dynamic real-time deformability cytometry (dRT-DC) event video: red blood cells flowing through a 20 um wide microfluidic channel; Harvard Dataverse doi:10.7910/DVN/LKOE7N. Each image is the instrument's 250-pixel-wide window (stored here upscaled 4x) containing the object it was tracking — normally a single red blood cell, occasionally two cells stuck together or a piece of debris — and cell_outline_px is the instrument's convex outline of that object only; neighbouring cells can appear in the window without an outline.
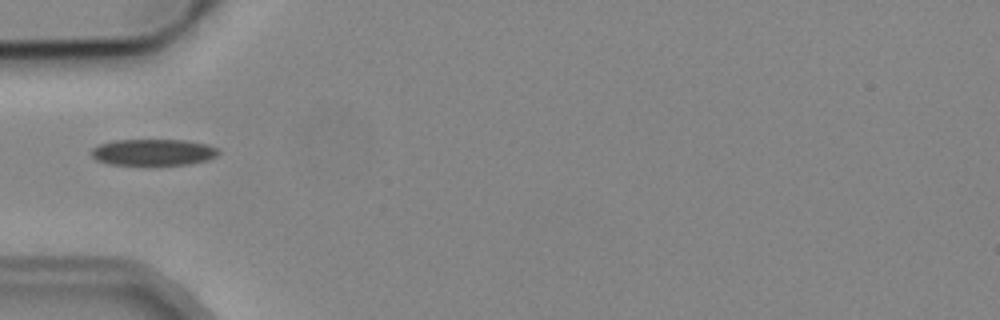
{"species": "common noctule bat (a hibernating species)", "species_latin": "Nyctalus noctula", "temperature_condition": "cold", "stored_images_in_passage": 6, "camera_frame_rate_fps": 3000, "um_per_image_px": 0.085, "animal": {"sex": "male", "body_mass_g": 19.2, "forearm_length_mm": 51.8}, "frame": {"image": 1, "passage_image": 5, "time_ms": 4.667, "image_size_px": [1000, 320], "cell_outline_px": [[220, 152], [216, 156], [208, 160], [188, 164], [108, 164], [96, 160], [92, 156], [92, 148], [100, 144], [116, 140], [188, 140], [208, 144], [216, 148]], "centroid_in_image_um": [13.05, 12.93], "position_along_channel_um": 72.0, "area_um2": 19.42}}